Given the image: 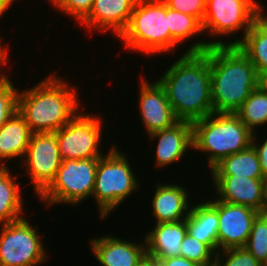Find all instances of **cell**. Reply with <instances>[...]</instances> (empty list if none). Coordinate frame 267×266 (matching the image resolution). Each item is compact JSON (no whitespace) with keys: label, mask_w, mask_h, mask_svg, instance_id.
<instances>
[{"label":"cell","mask_w":267,"mask_h":266,"mask_svg":"<svg viewBox=\"0 0 267 266\" xmlns=\"http://www.w3.org/2000/svg\"><path fill=\"white\" fill-rule=\"evenodd\" d=\"M168 29L172 36V52L181 43L203 35L202 23L194 16L168 7Z\"/></svg>","instance_id":"cell-26"},{"label":"cell","mask_w":267,"mask_h":266,"mask_svg":"<svg viewBox=\"0 0 267 266\" xmlns=\"http://www.w3.org/2000/svg\"><path fill=\"white\" fill-rule=\"evenodd\" d=\"M6 11H8V8L0 1V19L2 18L3 15H5V13H7ZM3 39H0V42Z\"/></svg>","instance_id":"cell-38"},{"label":"cell","mask_w":267,"mask_h":266,"mask_svg":"<svg viewBox=\"0 0 267 266\" xmlns=\"http://www.w3.org/2000/svg\"><path fill=\"white\" fill-rule=\"evenodd\" d=\"M137 0H94L89 15L80 23L89 32H111L117 38L128 27Z\"/></svg>","instance_id":"cell-15"},{"label":"cell","mask_w":267,"mask_h":266,"mask_svg":"<svg viewBox=\"0 0 267 266\" xmlns=\"http://www.w3.org/2000/svg\"><path fill=\"white\" fill-rule=\"evenodd\" d=\"M32 134L24 117L16 111L0 128V164L6 167L8 160L23 159Z\"/></svg>","instance_id":"cell-20"},{"label":"cell","mask_w":267,"mask_h":266,"mask_svg":"<svg viewBox=\"0 0 267 266\" xmlns=\"http://www.w3.org/2000/svg\"><path fill=\"white\" fill-rule=\"evenodd\" d=\"M244 248L261 264L265 262L267 258V212L259 213L254 219Z\"/></svg>","instance_id":"cell-27"},{"label":"cell","mask_w":267,"mask_h":266,"mask_svg":"<svg viewBox=\"0 0 267 266\" xmlns=\"http://www.w3.org/2000/svg\"><path fill=\"white\" fill-rule=\"evenodd\" d=\"M258 0H206V11L202 28L212 38L225 37L242 31L241 38L231 42L212 40L192 42L185 53L205 52L212 46H237L250 30L254 20L264 11ZM222 35V36H221ZM243 37V38H242ZM201 41V42H200Z\"/></svg>","instance_id":"cell-5"},{"label":"cell","mask_w":267,"mask_h":266,"mask_svg":"<svg viewBox=\"0 0 267 266\" xmlns=\"http://www.w3.org/2000/svg\"><path fill=\"white\" fill-rule=\"evenodd\" d=\"M136 266H160L158 259L155 257H152L148 254H145L141 260L137 263Z\"/></svg>","instance_id":"cell-35"},{"label":"cell","mask_w":267,"mask_h":266,"mask_svg":"<svg viewBox=\"0 0 267 266\" xmlns=\"http://www.w3.org/2000/svg\"><path fill=\"white\" fill-rule=\"evenodd\" d=\"M258 133L259 132H257L256 135H255V133H253L251 146L255 149V151L257 153V156H258L259 161H260V167H261V171L263 173V176L267 177V137L264 136L263 137L264 140L262 142H259V140L257 141V137H259V136H257Z\"/></svg>","instance_id":"cell-33"},{"label":"cell","mask_w":267,"mask_h":266,"mask_svg":"<svg viewBox=\"0 0 267 266\" xmlns=\"http://www.w3.org/2000/svg\"><path fill=\"white\" fill-rule=\"evenodd\" d=\"M193 149L204 152L208 169L223 158L248 149L253 133L235 113H211L192 123ZM207 152V153H206Z\"/></svg>","instance_id":"cell-4"},{"label":"cell","mask_w":267,"mask_h":266,"mask_svg":"<svg viewBox=\"0 0 267 266\" xmlns=\"http://www.w3.org/2000/svg\"><path fill=\"white\" fill-rule=\"evenodd\" d=\"M20 165L26 167L33 191L39 196L54 180L62 158L55 132L33 133ZM25 162V163H24Z\"/></svg>","instance_id":"cell-11"},{"label":"cell","mask_w":267,"mask_h":266,"mask_svg":"<svg viewBox=\"0 0 267 266\" xmlns=\"http://www.w3.org/2000/svg\"><path fill=\"white\" fill-rule=\"evenodd\" d=\"M255 65L259 74L267 72V15L264 11L237 45Z\"/></svg>","instance_id":"cell-23"},{"label":"cell","mask_w":267,"mask_h":266,"mask_svg":"<svg viewBox=\"0 0 267 266\" xmlns=\"http://www.w3.org/2000/svg\"><path fill=\"white\" fill-rule=\"evenodd\" d=\"M140 81L142 84H139L138 110L147 135L175 125L179 120L167 99L163 86L157 79L149 82L144 76Z\"/></svg>","instance_id":"cell-13"},{"label":"cell","mask_w":267,"mask_h":266,"mask_svg":"<svg viewBox=\"0 0 267 266\" xmlns=\"http://www.w3.org/2000/svg\"><path fill=\"white\" fill-rule=\"evenodd\" d=\"M209 175H236L248 178H265L255 149H248L223 158Z\"/></svg>","instance_id":"cell-24"},{"label":"cell","mask_w":267,"mask_h":266,"mask_svg":"<svg viewBox=\"0 0 267 266\" xmlns=\"http://www.w3.org/2000/svg\"><path fill=\"white\" fill-rule=\"evenodd\" d=\"M214 198L207 201L218 211V251L244 247L253 221L260 212L245 205L226 203Z\"/></svg>","instance_id":"cell-12"},{"label":"cell","mask_w":267,"mask_h":266,"mask_svg":"<svg viewBox=\"0 0 267 266\" xmlns=\"http://www.w3.org/2000/svg\"><path fill=\"white\" fill-rule=\"evenodd\" d=\"M8 9L10 8V6H13L14 1L16 0H0Z\"/></svg>","instance_id":"cell-39"},{"label":"cell","mask_w":267,"mask_h":266,"mask_svg":"<svg viewBox=\"0 0 267 266\" xmlns=\"http://www.w3.org/2000/svg\"><path fill=\"white\" fill-rule=\"evenodd\" d=\"M115 146L114 144L106 155L98 158L92 194L99 218L103 220L128 197L133 196V192L138 191L140 186V181L131 168L128 155Z\"/></svg>","instance_id":"cell-7"},{"label":"cell","mask_w":267,"mask_h":266,"mask_svg":"<svg viewBox=\"0 0 267 266\" xmlns=\"http://www.w3.org/2000/svg\"><path fill=\"white\" fill-rule=\"evenodd\" d=\"M102 117L91 112H78L64 127L56 131L62 160L93 159L105 155L102 151ZM101 148V149H100ZM104 152V153H103Z\"/></svg>","instance_id":"cell-10"},{"label":"cell","mask_w":267,"mask_h":266,"mask_svg":"<svg viewBox=\"0 0 267 266\" xmlns=\"http://www.w3.org/2000/svg\"><path fill=\"white\" fill-rule=\"evenodd\" d=\"M187 233L186 219L154 224L145 237L146 254L157 259L180 256L181 242Z\"/></svg>","instance_id":"cell-19"},{"label":"cell","mask_w":267,"mask_h":266,"mask_svg":"<svg viewBox=\"0 0 267 266\" xmlns=\"http://www.w3.org/2000/svg\"><path fill=\"white\" fill-rule=\"evenodd\" d=\"M9 166L0 169V225L22 219L24 213L20 183Z\"/></svg>","instance_id":"cell-22"},{"label":"cell","mask_w":267,"mask_h":266,"mask_svg":"<svg viewBox=\"0 0 267 266\" xmlns=\"http://www.w3.org/2000/svg\"><path fill=\"white\" fill-rule=\"evenodd\" d=\"M214 266H262V264L249 251L241 247L218 251Z\"/></svg>","instance_id":"cell-30"},{"label":"cell","mask_w":267,"mask_h":266,"mask_svg":"<svg viewBox=\"0 0 267 266\" xmlns=\"http://www.w3.org/2000/svg\"><path fill=\"white\" fill-rule=\"evenodd\" d=\"M56 72L31 88L19 90L17 111L33 133L58 131L81 108L78 90Z\"/></svg>","instance_id":"cell-2"},{"label":"cell","mask_w":267,"mask_h":266,"mask_svg":"<svg viewBox=\"0 0 267 266\" xmlns=\"http://www.w3.org/2000/svg\"><path fill=\"white\" fill-rule=\"evenodd\" d=\"M7 74L5 72L0 73V128L18 110L20 89H17Z\"/></svg>","instance_id":"cell-29"},{"label":"cell","mask_w":267,"mask_h":266,"mask_svg":"<svg viewBox=\"0 0 267 266\" xmlns=\"http://www.w3.org/2000/svg\"><path fill=\"white\" fill-rule=\"evenodd\" d=\"M151 207L155 223L178 222L188 218L191 208L188 189L173 183H160L155 186Z\"/></svg>","instance_id":"cell-18"},{"label":"cell","mask_w":267,"mask_h":266,"mask_svg":"<svg viewBox=\"0 0 267 266\" xmlns=\"http://www.w3.org/2000/svg\"><path fill=\"white\" fill-rule=\"evenodd\" d=\"M262 266H267V258H266L265 262L262 264Z\"/></svg>","instance_id":"cell-41"},{"label":"cell","mask_w":267,"mask_h":266,"mask_svg":"<svg viewBox=\"0 0 267 266\" xmlns=\"http://www.w3.org/2000/svg\"><path fill=\"white\" fill-rule=\"evenodd\" d=\"M180 256L193 261L200 266H214L216 253L205 243L188 232L181 242Z\"/></svg>","instance_id":"cell-28"},{"label":"cell","mask_w":267,"mask_h":266,"mask_svg":"<svg viewBox=\"0 0 267 266\" xmlns=\"http://www.w3.org/2000/svg\"><path fill=\"white\" fill-rule=\"evenodd\" d=\"M179 121L194 123L213 113L209 48L184 53L159 79Z\"/></svg>","instance_id":"cell-1"},{"label":"cell","mask_w":267,"mask_h":266,"mask_svg":"<svg viewBox=\"0 0 267 266\" xmlns=\"http://www.w3.org/2000/svg\"><path fill=\"white\" fill-rule=\"evenodd\" d=\"M266 212H267V177H265Z\"/></svg>","instance_id":"cell-40"},{"label":"cell","mask_w":267,"mask_h":266,"mask_svg":"<svg viewBox=\"0 0 267 266\" xmlns=\"http://www.w3.org/2000/svg\"><path fill=\"white\" fill-rule=\"evenodd\" d=\"M7 46L3 45L2 42H0V67L2 68V66H7L8 65V59L10 54H8L7 51H10L8 50V48H5ZM1 71V69H0Z\"/></svg>","instance_id":"cell-36"},{"label":"cell","mask_w":267,"mask_h":266,"mask_svg":"<svg viewBox=\"0 0 267 266\" xmlns=\"http://www.w3.org/2000/svg\"><path fill=\"white\" fill-rule=\"evenodd\" d=\"M59 12H63L81 23L90 13L94 0H48Z\"/></svg>","instance_id":"cell-31"},{"label":"cell","mask_w":267,"mask_h":266,"mask_svg":"<svg viewBox=\"0 0 267 266\" xmlns=\"http://www.w3.org/2000/svg\"><path fill=\"white\" fill-rule=\"evenodd\" d=\"M167 7L192 15L196 17L201 23L204 20L206 11V0H163Z\"/></svg>","instance_id":"cell-32"},{"label":"cell","mask_w":267,"mask_h":266,"mask_svg":"<svg viewBox=\"0 0 267 266\" xmlns=\"http://www.w3.org/2000/svg\"><path fill=\"white\" fill-rule=\"evenodd\" d=\"M149 137L152 141L158 139L154 152L155 166L159 170L181 161L188 150L193 149V127L187 121H178L172 127L152 133Z\"/></svg>","instance_id":"cell-16"},{"label":"cell","mask_w":267,"mask_h":266,"mask_svg":"<svg viewBox=\"0 0 267 266\" xmlns=\"http://www.w3.org/2000/svg\"><path fill=\"white\" fill-rule=\"evenodd\" d=\"M211 182L218 200L266 212L265 178L212 175Z\"/></svg>","instance_id":"cell-14"},{"label":"cell","mask_w":267,"mask_h":266,"mask_svg":"<svg viewBox=\"0 0 267 266\" xmlns=\"http://www.w3.org/2000/svg\"><path fill=\"white\" fill-rule=\"evenodd\" d=\"M193 205L186 219L187 232L217 253L218 211L206 200Z\"/></svg>","instance_id":"cell-21"},{"label":"cell","mask_w":267,"mask_h":266,"mask_svg":"<svg viewBox=\"0 0 267 266\" xmlns=\"http://www.w3.org/2000/svg\"><path fill=\"white\" fill-rule=\"evenodd\" d=\"M90 240L91 251L102 266H136L146 254L145 240L138 243L109 234Z\"/></svg>","instance_id":"cell-17"},{"label":"cell","mask_w":267,"mask_h":266,"mask_svg":"<svg viewBox=\"0 0 267 266\" xmlns=\"http://www.w3.org/2000/svg\"><path fill=\"white\" fill-rule=\"evenodd\" d=\"M0 227V266H37L48 262L41 234L29 219L23 217Z\"/></svg>","instance_id":"cell-9"},{"label":"cell","mask_w":267,"mask_h":266,"mask_svg":"<svg viewBox=\"0 0 267 266\" xmlns=\"http://www.w3.org/2000/svg\"><path fill=\"white\" fill-rule=\"evenodd\" d=\"M235 114L256 134V128L267 125V94L257 87Z\"/></svg>","instance_id":"cell-25"},{"label":"cell","mask_w":267,"mask_h":266,"mask_svg":"<svg viewBox=\"0 0 267 266\" xmlns=\"http://www.w3.org/2000/svg\"><path fill=\"white\" fill-rule=\"evenodd\" d=\"M214 113H235L258 87L259 73L238 46L209 47Z\"/></svg>","instance_id":"cell-3"},{"label":"cell","mask_w":267,"mask_h":266,"mask_svg":"<svg viewBox=\"0 0 267 266\" xmlns=\"http://www.w3.org/2000/svg\"><path fill=\"white\" fill-rule=\"evenodd\" d=\"M126 49L144 55L168 54L172 36L168 29V7L163 0H137L128 27L118 38Z\"/></svg>","instance_id":"cell-6"},{"label":"cell","mask_w":267,"mask_h":266,"mask_svg":"<svg viewBox=\"0 0 267 266\" xmlns=\"http://www.w3.org/2000/svg\"><path fill=\"white\" fill-rule=\"evenodd\" d=\"M158 262L160 266H200L199 264L183 258L182 256L158 259Z\"/></svg>","instance_id":"cell-34"},{"label":"cell","mask_w":267,"mask_h":266,"mask_svg":"<svg viewBox=\"0 0 267 266\" xmlns=\"http://www.w3.org/2000/svg\"><path fill=\"white\" fill-rule=\"evenodd\" d=\"M258 88L267 94V72L259 74Z\"/></svg>","instance_id":"cell-37"},{"label":"cell","mask_w":267,"mask_h":266,"mask_svg":"<svg viewBox=\"0 0 267 266\" xmlns=\"http://www.w3.org/2000/svg\"><path fill=\"white\" fill-rule=\"evenodd\" d=\"M98 158L65 159L51 184L38 196L47 207L65 204L78 206L92 198Z\"/></svg>","instance_id":"cell-8"}]
</instances>
